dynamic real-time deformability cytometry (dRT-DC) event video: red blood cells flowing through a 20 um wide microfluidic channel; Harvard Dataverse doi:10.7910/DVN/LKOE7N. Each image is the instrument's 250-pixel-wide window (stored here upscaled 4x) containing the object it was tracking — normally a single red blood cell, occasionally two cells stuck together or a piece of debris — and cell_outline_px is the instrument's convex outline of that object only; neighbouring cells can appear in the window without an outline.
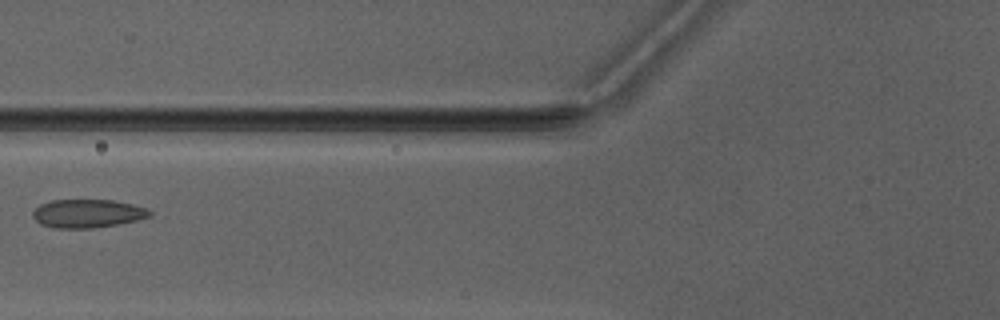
{"species": "Egyptian fruit bat (a non-hibernating species)", "species_latin": "Rousettus aegyptiacus", "temperature_condition": "warm", "stored_images_in_passage": 6, "camera_frame_rate_fps": 3000, "um_per_image_px": 0.085, "animal": {"sex": "male"}, "frame": {"image": 1, "passage_image": 6, "time_ms": 6.0, "image_size_px": [1000, 320], "cell_outline_px": [[152, 216], [136, 220], [116, 224], [92, 228], [56, 228], [40, 224], [32, 216], [32, 212], [40, 204], [52, 200], [112, 200], [132, 204], [148, 208], [152, 212]], "centroid_in_image_um": [7.44, 18.14], "position_along_channel_um": 118.4, "area_um2": 19.31}}